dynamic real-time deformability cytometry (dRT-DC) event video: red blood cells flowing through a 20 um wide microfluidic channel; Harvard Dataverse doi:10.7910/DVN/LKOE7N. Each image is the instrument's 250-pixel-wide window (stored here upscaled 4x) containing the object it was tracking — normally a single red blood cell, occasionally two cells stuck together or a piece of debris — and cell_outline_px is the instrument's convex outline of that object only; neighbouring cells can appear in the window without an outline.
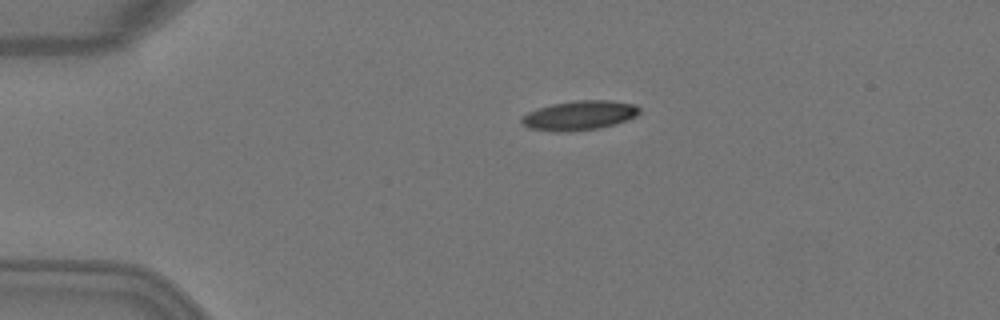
{"species": "Egyptian fruit bat (a non-hibernating species)", "species_latin": "Rousettus aegyptiacus", "temperature_condition": "warm", "stored_images_in_passage": 3, "camera_frame_rate_fps": 3000, "um_per_image_px": 0.085, "animal": {"sex": "female"}, "frame": {"image": 1, "passage_image": 2, "time_ms": 0.333, "image_size_px": [1000, 320], "cell_outline_px": [[640, 112], [636, 116], [616, 124], [596, 128], [568, 132], [556, 132], [528, 128], [520, 120], [528, 112], [552, 104], [580, 100], [608, 100], [636, 104], [640, 108]], "centroid_in_image_um": [49.28, 9.81], "position_along_channel_um": 35.7, "area_um2": 20.06}}
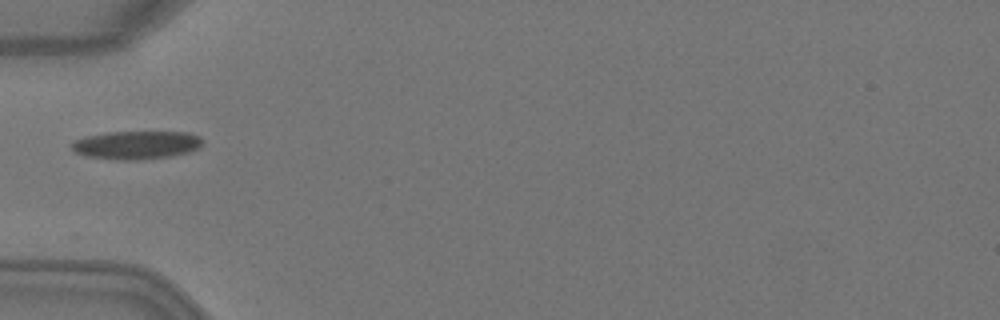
{"frame": {"image": 2, "passage_image": 3, "time_ms": 0.667, "image_size_px": [1000, 320], "cell_outline_px": [[204, 144], [200, 148], [188, 152], [172, 156], [136, 160], [116, 160], [84, 156], [76, 152], [72, 148], [72, 144], [76, 140], [88, 136], [108, 132], [188, 132], [200, 136], [204, 140]], "centroid_in_image_um": [11.66, 12.33], "position_along_channel_um": 73.3, "area_um2": 21.68}}